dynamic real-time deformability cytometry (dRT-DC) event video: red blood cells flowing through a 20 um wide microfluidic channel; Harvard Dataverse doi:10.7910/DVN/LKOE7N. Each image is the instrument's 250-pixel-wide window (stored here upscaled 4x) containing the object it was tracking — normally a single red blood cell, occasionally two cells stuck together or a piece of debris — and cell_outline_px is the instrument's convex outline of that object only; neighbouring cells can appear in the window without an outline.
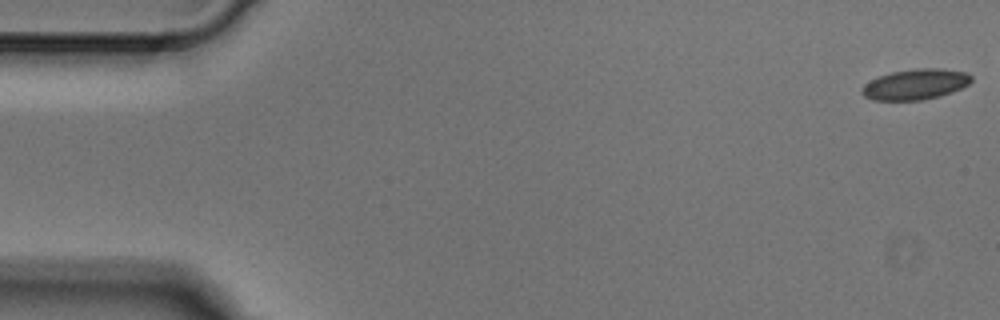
{"species": "Egyptian fruit bat (a non-hibernating species)", "species_latin": "Rousettus aegyptiacus", "temperature_condition": "cold", "stored_images_in_passage": 7, "camera_frame_rate_fps": 3000, "um_per_image_px": 0.085, "animal": {"sex": "male"}, "frame": {"image": 1, "passage_image": 1, "time_ms": 0.0, "image_size_px": [1000, 320], "cell_outline_px": [[972, 80], [968, 84], [952, 92], [940, 96], [920, 100], [872, 100], [864, 96], [860, 92], [860, 88], [864, 84], [880, 76], [892, 72], [916, 68], [940, 68], [968, 72], [972, 76]], "centroid_in_image_um": [77.81, 7.16], "position_along_channel_um": 7.2, "area_um2": 19.54}}
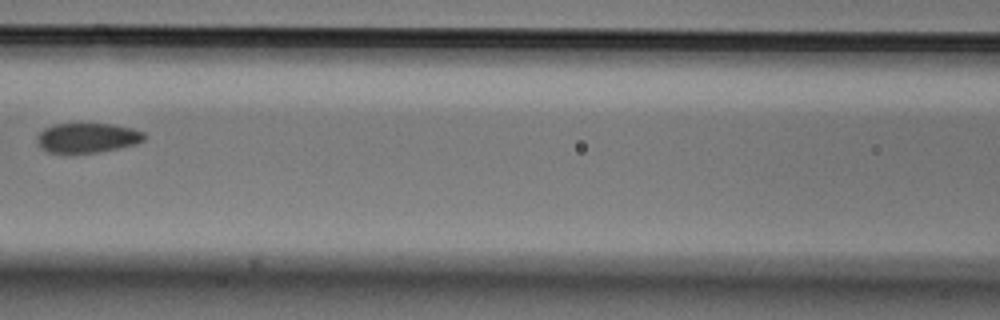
{"frame": {"image": 2, "passage_image": 6, "time_ms": 1.667, "image_size_px": [1000, 320], "cell_outline_px": [[144, 140], [136, 144], [120, 148], [96, 152], [48, 152], [40, 148], [36, 144], [36, 136], [44, 128], [52, 124], [112, 124], [132, 128], [144, 132]], "centroid_in_image_um": [7.39, 11.71], "position_along_channel_um": 159.2, "area_um2": 18.55}}
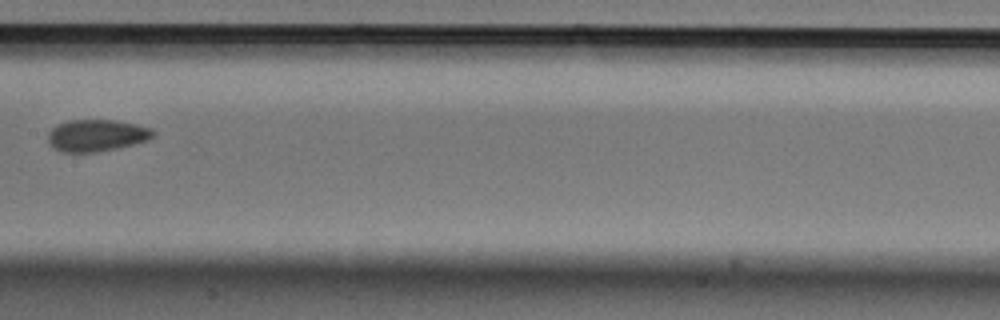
{"frame": {"image": 3, "passage_image": 7, "time_ms": 2.0, "image_size_px": [1000, 320], "cell_outline_px": [[156, 136], [148, 140], [116, 148], [96, 152], [60, 152], [52, 148], [48, 144], [48, 132], [56, 124], [68, 120], [116, 120], [136, 124], [152, 128], [156, 132]], "centroid_in_image_um": [8.2, 11.51], "position_along_channel_um": 199.2, "area_um2": 19.83}}